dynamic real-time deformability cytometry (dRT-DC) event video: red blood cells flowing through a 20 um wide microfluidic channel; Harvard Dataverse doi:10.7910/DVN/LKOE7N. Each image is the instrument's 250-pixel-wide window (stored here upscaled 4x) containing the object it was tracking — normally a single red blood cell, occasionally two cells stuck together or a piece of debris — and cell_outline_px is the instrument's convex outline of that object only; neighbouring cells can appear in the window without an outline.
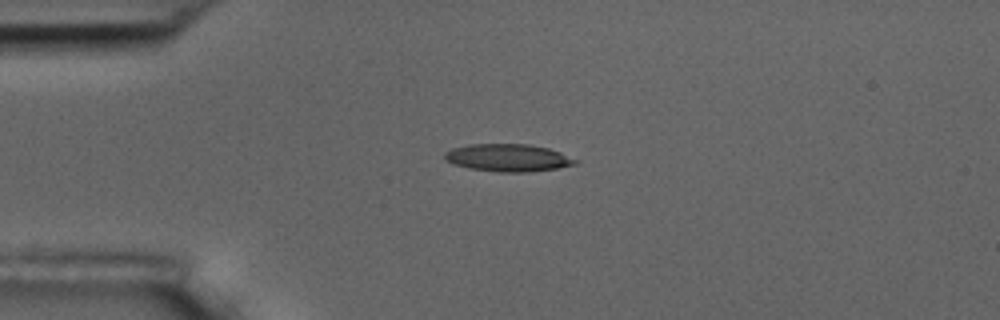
{"species": "common noctule bat (a hibernating species)", "species_latin": "Nyctalus noctula", "temperature_condition": "room temperature", "stored_images_in_passage": 9, "camera_frame_rate_fps": 3000, "um_per_image_px": 0.085, "animal": {"sex": "male", "body_mass_g": 17.5, "forearm_length_mm": 52.3}, "frame": {"image": 1, "passage_image": 3, "time_ms": 3.333, "image_size_px": [1000, 320], "cell_outline_px": [[580, 160], [576, 164], [560, 168], [528, 172], [500, 172], [468, 168], [452, 164], [444, 160], [444, 152], [452, 148], [468, 144], [528, 144], [548, 148], [560, 152]], "centroid_in_image_um": [43.18, 13.41], "position_along_channel_um": 41.8, "area_um2": 21.21}}
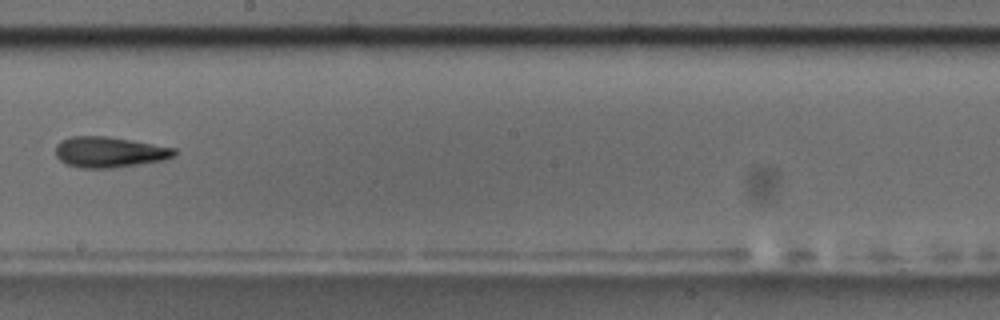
{"frame": {"image": 2, "passage_image": 8, "time_ms": 9.333, "image_size_px": [1000, 320], "cell_outline_px": [[176, 156], [164, 160], [112, 168], [80, 168], [68, 164], [60, 160], [56, 156], [56, 144], [60, 140], [72, 136], [108, 136], [132, 140], [176, 148]], "centroid_in_image_um": [9.3, 12.92], "position_along_channel_um": 238.9, "area_um2": 21.33}}
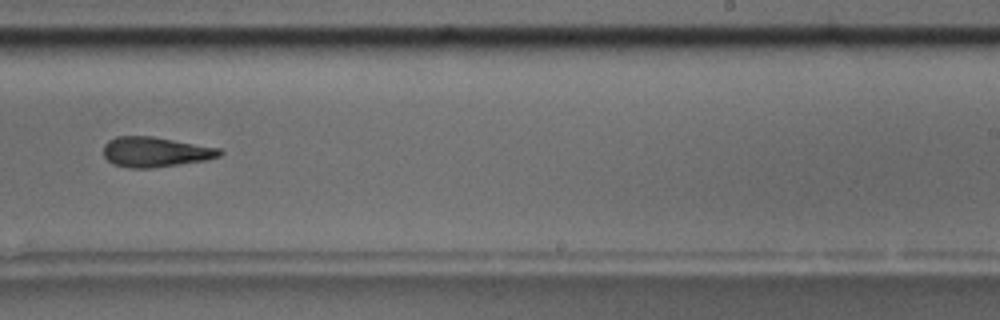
{"frame": {"image": 3, "passage_image": 9, "time_ms": 10.333, "image_size_px": [1000, 320], "cell_outline_px": [[224, 152], [220, 156], [208, 160], [152, 168], [128, 168], [112, 164], [104, 156], [104, 144], [108, 140], [116, 136], [152, 136], [220, 148]], "centroid_in_image_um": [13.21, 12.92], "position_along_channel_um": 275.8, "area_um2": 20.52}}